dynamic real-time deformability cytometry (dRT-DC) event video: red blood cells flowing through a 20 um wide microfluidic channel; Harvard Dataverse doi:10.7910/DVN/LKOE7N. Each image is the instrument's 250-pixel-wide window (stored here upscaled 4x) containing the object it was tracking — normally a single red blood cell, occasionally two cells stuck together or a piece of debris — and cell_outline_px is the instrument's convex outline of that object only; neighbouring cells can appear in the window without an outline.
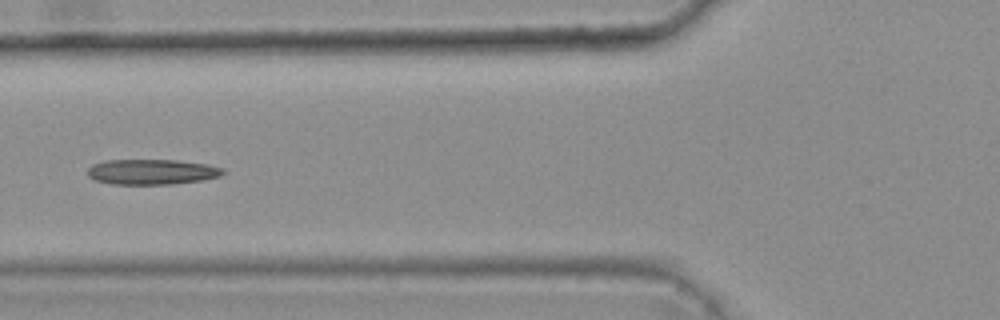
{"species": "common noctule bat (a hibernating species)", "species_latin": "Nyctalus noctula", "temperature_condition": "warm", "stored_images_in_passage": 6, "camera_frame_rate_fps": 3000, "um_per_image_px": 0.085, "animal": {"sex": "female", "body_mass_g": 25.1}, "frame": {"image": 1, "passage_image": 6, "time_ms": 1.667, "image_size_px": [1000, 320], "cell_outline_px": [[224, 172], [220, 176], [204, 180], [172, 184], [112, 184], [96, 180], [88, 176], [88, 168], [92, 164], [104, 160], [176, 160], [208, 164], [224, 168]], "centroid_in_image_um": [12.92, 14.6], "position_along_channel_um": 112.9, "area_um2": 20.06}}